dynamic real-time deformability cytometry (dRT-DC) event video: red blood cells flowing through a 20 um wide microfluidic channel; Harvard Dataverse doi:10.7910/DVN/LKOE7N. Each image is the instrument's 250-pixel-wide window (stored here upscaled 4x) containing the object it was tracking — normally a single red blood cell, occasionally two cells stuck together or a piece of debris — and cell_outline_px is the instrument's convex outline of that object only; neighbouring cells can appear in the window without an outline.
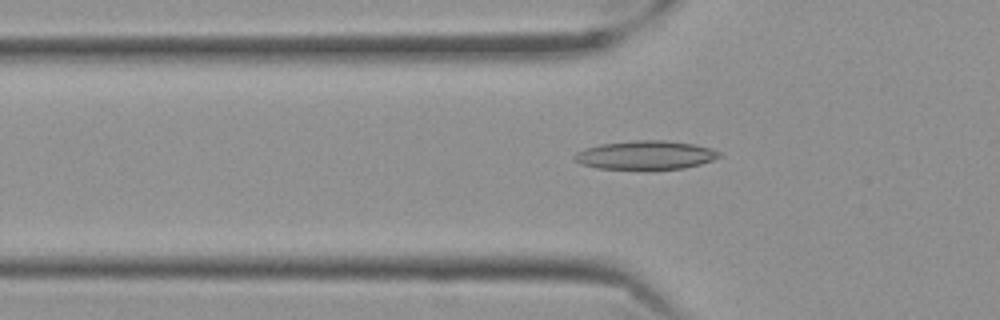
{"species": "Egyptian fruit bat (a non-hibernating species)", "species_latin": "Rousettus aegyptiacus", "temperature_condition": "cold", "stored_images_in_passage": 57, "camera_frame_rate_fps": 3000, "um_per_image_px": 0.085, "frame": {"image": 1, "passage_image": 19, "time_ms": 6.0, "image_size_px": [1000, 320], "cell_outline_px": [[720, 156], [712, 160], [700, 164], [684, 168], [648, 172], [596, 168], [580, 164], [572, 160], [572, 156], [576, 152], [584, 148], [600, 144], [632, 140], [664, 140], [692, 144], [712, 148], [720, 152]], "centroid_in_image_um": [54.8, 13.22], "position_along_channel_um": 71.0, "area_um2": 25.32}}
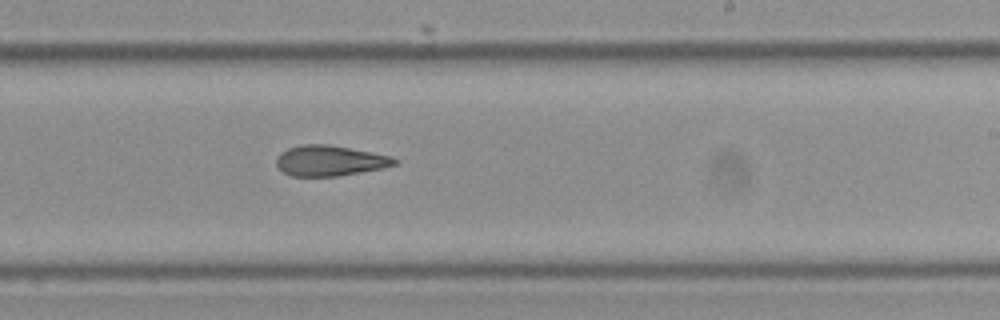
{"frame": {"image": 2, "passage_image": 35, "time_ms": 11.333, "image_size_px": [1000, 320], "cell_outline_px": [[400, 160], [396, 164], [384, 168], [340, 176], [288, 176], [276, 164], [276, 156], [280, 152], [288, 148], [300, 144], [328, 144], [392, 156]], "centroid_in_image_um": [28.04, 13.66], "position_along_channel_um": 261.0, "area_um2": 21.21}}
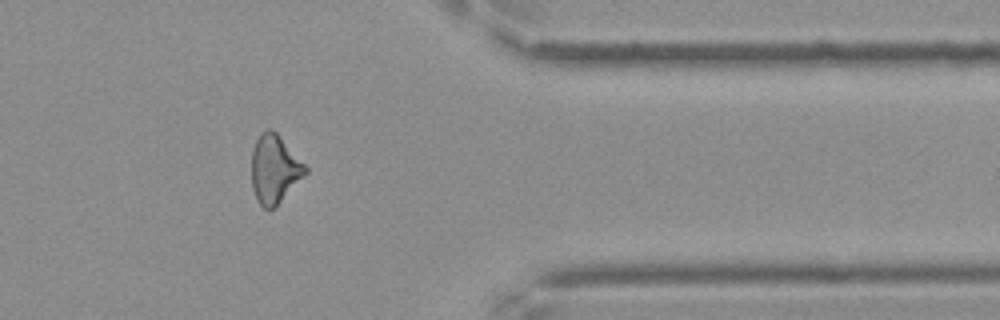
{"frame": {"image": 3, "passage_image": 47, "time_ms": 15.333, "image_size_px": [1000, 320], "cell_outline_px": [[308, 172], [272, 208], [264, 208], [256, 200], [252, 188], [252, 152], [256, 140], [260, 132], [264, 128], [268, 128], [276, 132], [280, 136], [308, 168]], "centroid_in_image_um": [23.31, 14.33], "position_along_channel_um": 388.1, "area_um2": 21.1}, "authors_computed_cell_mechanics": {"area_um2": 21.7906, "velocity_mm_per_s": 3.5506, "shape_relaxation_time_tau1_ms": null, "shape_relaxation_time_tau2_ms": 5.0943, "deformation_change_tau1": null, "deformation_change_tau2": 0.1448}}